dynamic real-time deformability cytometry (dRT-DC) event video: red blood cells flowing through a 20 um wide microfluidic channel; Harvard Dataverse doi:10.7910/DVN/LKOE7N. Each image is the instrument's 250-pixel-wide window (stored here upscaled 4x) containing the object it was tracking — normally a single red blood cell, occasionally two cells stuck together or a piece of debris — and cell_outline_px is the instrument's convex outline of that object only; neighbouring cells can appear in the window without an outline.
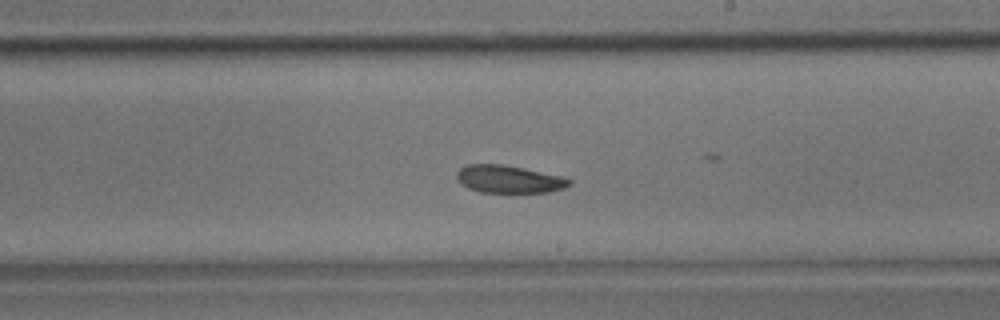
{"species": "common noctule bat (a hibernating species)", "species_latin": "Nyctalus noctula", "temperature_condition": "room temperature", "stored_images_in_passage": 31, "camera_frame_rate_fps": 3000, "um_per_image_px": 0.085, "animal": {"sex": "male", "body_mass_g": 17.9}, "frame": {"image": 1, "passage_image": 14, "time_ms": 4.333, "image_size_px": [1000, 320], "cell_outline_px": [[572, 184], [564, 188], [548, 192], [480, 192], [468, 188], [456, 176], [456, 172], [464, 164], [504, 164], [564, 176], [572, 180]], "centroid_in_image_um": [43.29, 15.21], "position_along_channel_um": 245.7, "area_um2": 18.21}}